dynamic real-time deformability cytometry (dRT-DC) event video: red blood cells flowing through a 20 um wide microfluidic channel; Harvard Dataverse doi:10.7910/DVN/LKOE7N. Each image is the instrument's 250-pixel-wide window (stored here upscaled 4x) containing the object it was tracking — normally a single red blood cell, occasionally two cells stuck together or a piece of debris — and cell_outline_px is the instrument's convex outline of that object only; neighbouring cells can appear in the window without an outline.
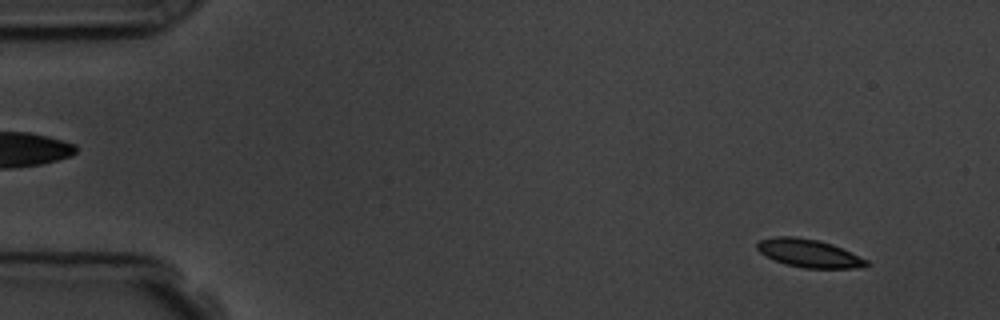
{"species": "common noctule bat (a hibernating species)", "species_latin": "Nyctalus noctula", "temperature_condition": "room temperature", "stored_images_in_passage": 57, "camera_frame_rate_fps": 3000, "um_per_image_px": 0.085, "animal": {"sex": "male", "body_mass_g": 19.5, "forearm_length_mm": 54.6}, "frame": {"image": 1, "passage_image": 5, "time_ms": 1.333, "image_size_px": [1000, 320], "cell_outline_px": [[872, 264], [864, 268], [804, 268], [784, 264], [760, 252], [756, 248], [756, 244], [760, 240], [772, 236], [792, 236], [816, 240], [832, 244], [868, 260]], "centroid_in_image_um": [68.79, 21.53], "position_along_channel_um": 16.2, "area_um2": 17.86}}
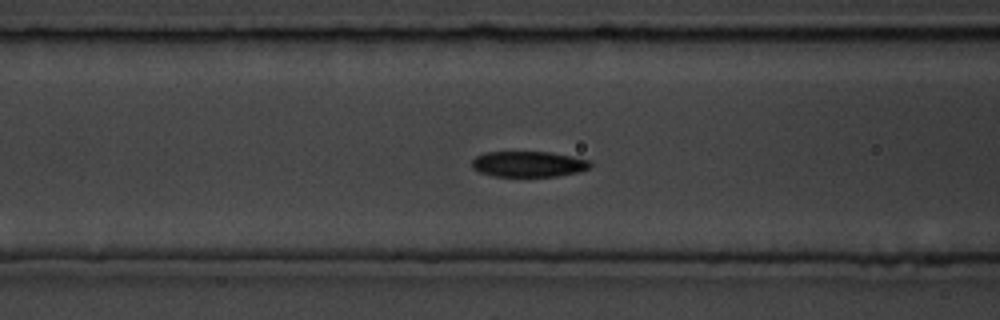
{"frame": {"image": 2, "passage_image": 23, "time_ms": 7.333, "image_size_px": [1000, 320], "cell_outline_px": [[592, 164], [588, 168], [580, 172], [556, 176], [492, 176], [480, 172], [472, 168], [472, 160], [476, 156], [484, 152], [552, 152], [572, 156], [588, 160]], "centroid_in_image_um": [44.91, 13.94], "position_along_channel_um": 121.7, "area_um2": 17.74}}
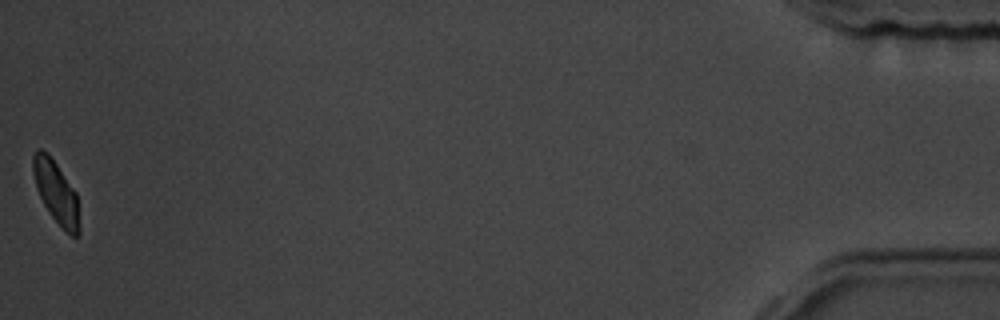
{"frame": {"image": 3, "passage_image": 57, "time_ms": 18.667, "image_size_px": [1000, 320], "cell_outline_px": [[80, 232], [76, 236], [72, 236], [52, 216], [44, 204], [36, 188], [32, 172], [32, 156], [40, 148], [48, 152], [76, 192], [80, 228]], "centroid_in_image_um": [4.76, 16.29], "position_along_channel_um": 430.4, "area_um2": 16.59}, "authors_computed_cell_mechanics": {"area_um2": 18.1492, "velocity_mm_per_s": 3.5916, "shape_relaxation_time_tau1_ms": 2.8163, "shape_relaxation_time_tau2_ms": 2.6628, "deformation_change_tau1": 0.1007, "deformation_change_tau2": 0.0696}}